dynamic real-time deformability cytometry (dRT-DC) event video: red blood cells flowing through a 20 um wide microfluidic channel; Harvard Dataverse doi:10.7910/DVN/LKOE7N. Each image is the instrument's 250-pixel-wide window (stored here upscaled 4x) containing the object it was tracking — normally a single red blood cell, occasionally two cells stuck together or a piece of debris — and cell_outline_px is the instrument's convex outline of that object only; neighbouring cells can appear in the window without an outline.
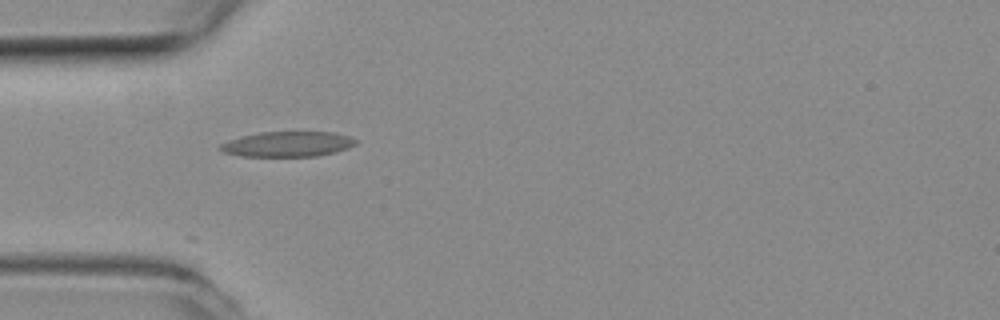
{"species": "common noctule bat (a hibernating species)", "species_latin": "Nyctalus noctula", "temperature_condition": "room temperature", "stored_images_in_passage": 4, "camera_frame_rate_fps": 3000, "um_per_image_px": 0.085, "animal": {"sex": "female", "body_mass_g": 19.3, "forearm_length_mm": 54.1}, "frame": {"image": 1, "passage_image": 1, "time_ms": 0.0, "image_size_px": [1000, 320], "cell_outline_px": [[356, 144], [348, 148], [336, 152], [316, 156], [240, 156], [224, 152], [216, 148], [220, 144], [228, 140], [240, 136], [260, 132], [336, 132], [348, 136], [356, 140]], "centroid_in_image_um": [24.42, 12.25], "position_along_channel_um": 60.6, "area_um2": 20.0}}